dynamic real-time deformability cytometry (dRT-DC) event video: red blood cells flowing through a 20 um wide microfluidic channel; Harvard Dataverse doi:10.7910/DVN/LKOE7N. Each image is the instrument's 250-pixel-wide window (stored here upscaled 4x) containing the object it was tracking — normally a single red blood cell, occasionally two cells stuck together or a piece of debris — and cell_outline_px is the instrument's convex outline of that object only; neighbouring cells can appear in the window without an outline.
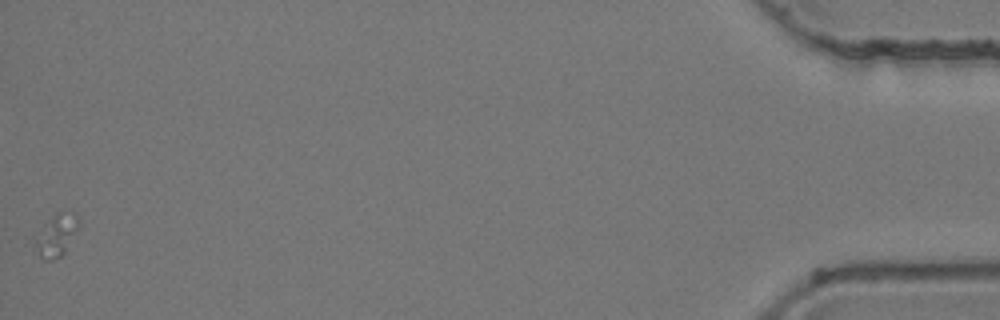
{"species": "common noctule bat (a hibernating species)", "species_latin": "Nyctalus noctula", "temperature_condition": "room temperature", "stored_images_in_passage": 56, "camera_frame_rate_fps": 3000, "um_per_image_px": 0.085, "animal": {"sex": "female", "body_mass_g": 24.6, "forearm_length_mm": 56.2}, "frame": {"image": 1, "passage_image": 56, "time_ms": 18.333, "image_size_px": [1000, 320], "cell_outline_px": [[80, 228], [64, 252], [60, 256], [52, 260], [44, 260], [40, 256], [36, 244], [52, 216], [56, 212], [76, 212], [80, 220]], "centroid_in_image_um": [4.94, 19.96], "position_along_channel_um": 430.3, "area_um2": 10.06}}